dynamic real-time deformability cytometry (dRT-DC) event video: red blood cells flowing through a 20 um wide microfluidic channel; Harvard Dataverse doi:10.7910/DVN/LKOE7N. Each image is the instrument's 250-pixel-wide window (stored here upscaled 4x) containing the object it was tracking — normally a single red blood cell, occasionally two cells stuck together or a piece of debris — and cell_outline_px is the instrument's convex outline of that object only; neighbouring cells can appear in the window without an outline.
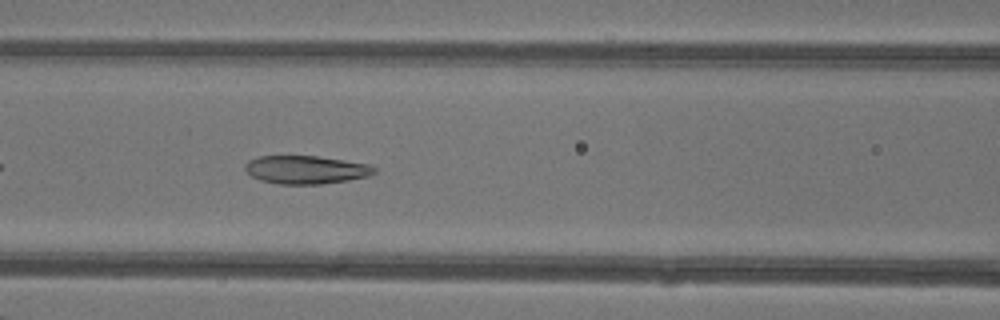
{"species": "common noctule bat (a hibernating species)", "species_latin": "Nyctalus noctula", "temperature_condition": "warm", "stored_images_in_passage": 34, "camera_frame_rate_fps": 3000, "um_per_image_px": 0.085, "animal": {"sex": "female"}, "frame": {"image": 1, "passage_image": 7, "time_ms": 2.0, "image_size_px": [1000, 320], "cell_outline_px": [[376, 172], [368, 176], [348, 180], [320, 184], [276, 184], [260, 180], [252, 176], [244, 168], [244, 164], [248, 160], [260, 156], [316, 156], [344, 160], [368, 164], [376, 168]], "centroid_in_image_um": [25.98, 14.43], "position_along_channel_um": 140.6, "area_um2": 21.21}}
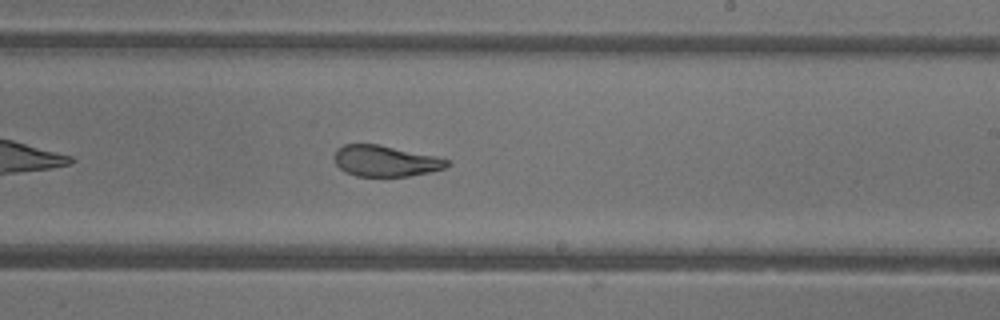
{"frame": {"image": 2, "passage_image": 15, "time_ms": 4.667, "image_size_px": [1000, 320], "cell_outline_px": [[452, 164], [444, 168], [428, 172], [408, 176], [356, 176], [340, 168], [336, 164], [336, 152], [344, 144], [376, 144], [436, 156], [448, 160]], "centroid_in_image_um": [32.8, 13.69], "position_along_channel_um": 256.2, "area_um2": 19.94}}
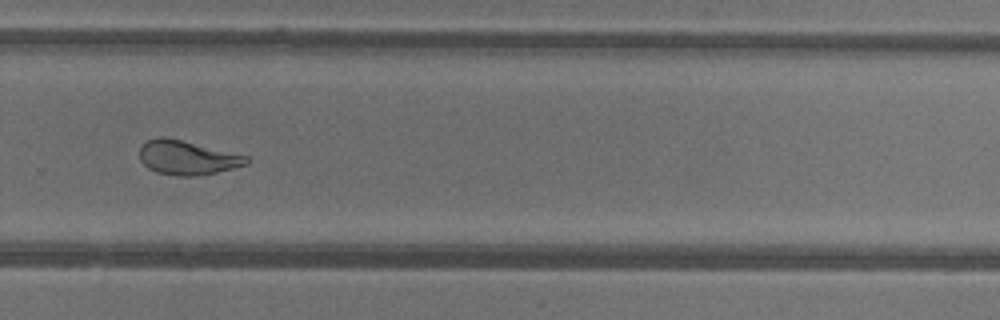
{"frame": {"image": 3, "passage_image": 19, "time_ms": 6.0, "image_size_px": [1000, 320], "cell_outline_px": [[248, 164], [216, 172], [192, 176], [176, 176], [156, 172], [148, 168], [140, 160], [140, 144], [148, 140], [160, 136], [164, 136], [248, 156]], "centroid_in_image_um": [15.87, 13.4], "position_along_channel_um": 313.9, "area_um2": 21.1}, "authors_computed_cell_mechanics": {"area_um2": 22.4553, "velocity_mm_per_s": 4.3424, "shape_relaxation_time_tau1_ms": 9.3185, "shape_relaxation_time_tau2_ms": 1.3627, "deformation_change_tau1": 0.2873, "deformation_change_tau2": 0.0733}}